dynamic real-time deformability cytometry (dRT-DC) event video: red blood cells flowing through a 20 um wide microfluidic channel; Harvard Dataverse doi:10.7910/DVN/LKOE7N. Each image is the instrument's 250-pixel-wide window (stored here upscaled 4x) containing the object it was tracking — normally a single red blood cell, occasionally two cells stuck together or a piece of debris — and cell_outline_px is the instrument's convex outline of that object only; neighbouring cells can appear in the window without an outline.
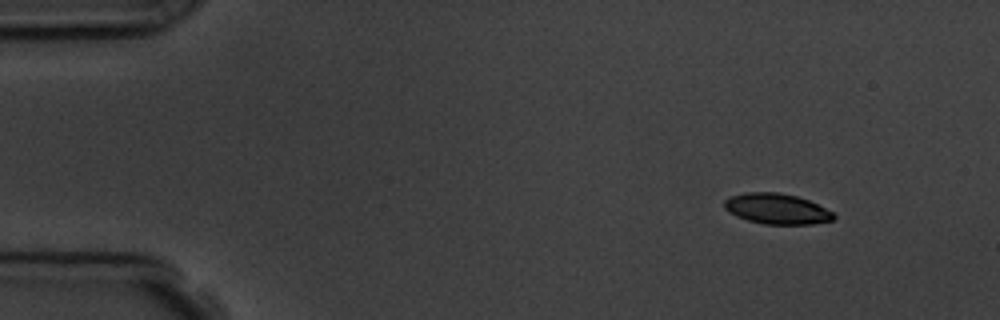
{"species": "common noctule bat (a hibernating species)", "species_latin": "Nyctalus noctula", "temperature_condition": "room temperature", "stored_images_in_passage": 5, "segment_of_instrument_passage": [1, 2], "camera_frame_rate_fps": 3000, "um_per_image_px": 0.085, "animal": {"sex": "male", "body_mass_g": 19.5, "forearm_length_mm": 54.6}, "frame": {"image": 1, "passage_image": 1, "time_ms": 0.0, "image_size_px": [1000, 320], "cell_outline_px": [[836, 216], [832, 220], [812, 224], [764, 224], [748, 220], [736, 216], [728, 212], [724, 208], [724, 200], [732, 196], [744, 192], [776, 192], [796, 196], [808, 200], [832, 212]], "centroid_in_image_um": [65.99, 17.75], "position_along_channel_um": 19.0, "area_um2": 19.31}}